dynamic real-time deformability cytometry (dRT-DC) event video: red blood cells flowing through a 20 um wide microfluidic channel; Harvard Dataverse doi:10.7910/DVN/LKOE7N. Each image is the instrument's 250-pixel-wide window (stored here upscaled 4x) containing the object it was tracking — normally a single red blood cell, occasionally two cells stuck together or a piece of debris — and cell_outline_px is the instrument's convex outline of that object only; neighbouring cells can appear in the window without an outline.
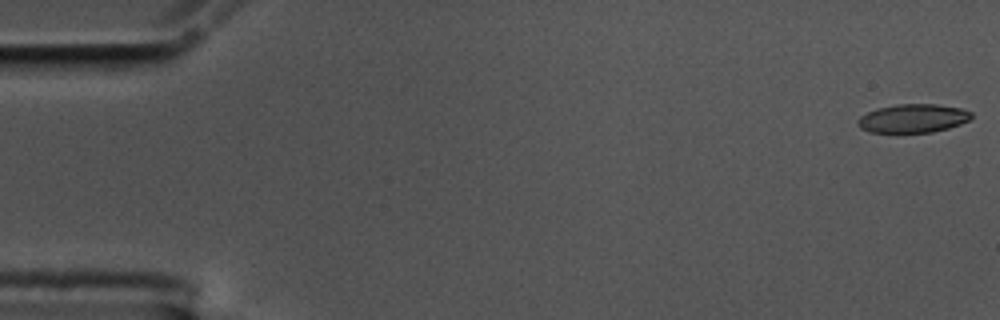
{"species": "common noctule bat (a hibernating species)", "species_latin": "Nyctalus noctula", "temperature_condition": "cold", "stored_images_in_passage": 57, "camera_frame_rate_fps": 3000, "um_per_image_px": 0.085, "animal": {"sex": "male", "body_mass_g": 17.5, "forearm_length_mm": 52.3}, "frame": {"image": 1, "passage_image": 1, "time_ms": 0.0, "image_size_px": [1000, 320], "cell_outline_px": [[972, 116], [968, 120], [960, 124], [948, 128], [932, 132], [868, 132], [860, 128], [856, 124], [856, 120], [860, 116], [876, 108], [896, 104], [936, 104], [960, 108], [972, 112]], "centroid_in_image_um": [77.56, 10.05], "position_along_channel_um": 7.4, "area_um2": 18.96}}
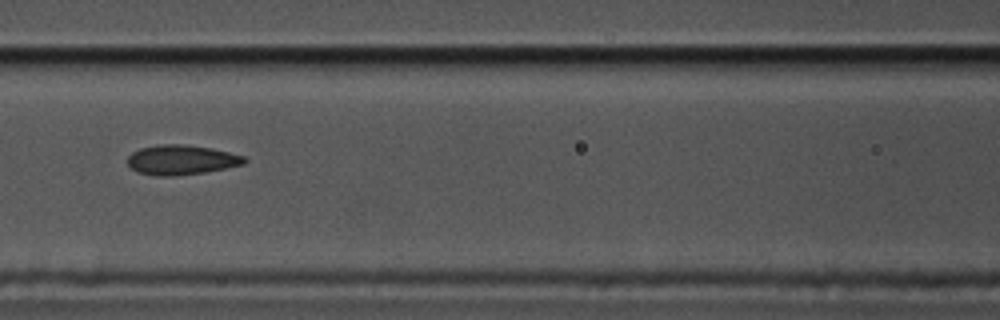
{"frame": {"image": 2, "passage_image": 25, "time_ms": 8.0, "image_size_px": [1000, 320], "cell_outline_px": [[248, 160], [244, 164], [204, 172], [176, 176], [156, 176], [136, 172], [128, 164], [128, 156], [132, 152], [140, 148], [160, 144], [184, 144], [212, 148], [244, 156]], "centroid_in_image_um": [15.4, 13.59], "position_along_channel_um": 151.2, "area_um2": 20.29}}
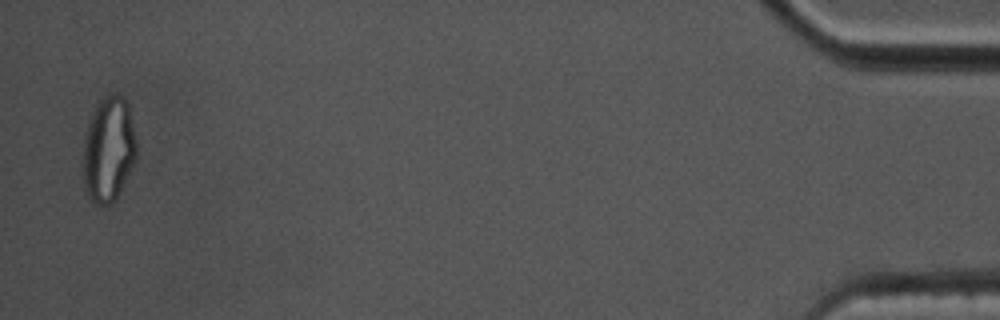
{"frame": {"image": 3, "passage_image": 56, "time_ms": 18.333, "image_size_px": [1000, 320], "cell_outline_px": [[136, 160], [116, 200], [108, 204], [96, 204], [88, 200], [84, 188], [84, 140], [88, 124], [96, 104], [104, 96], [120, 96], [128, 104], [136, 140]], "centroid_in_image_um": [9.23, 12.76], "position_along_channel_um": 426.0, "area_um2": 32.54}, "authors_computed_cell_mechanics": {"area_um2": 20.23, "velocity_mm_per_s": 3.5264, "shape_relaxation_time_tau1_ms": 7.4719, "shape_relaxation_time_tau2_ms": 1.6715, "deformation_change_tau1": 0.2145, "deformation_change_tau2": 0.0912}}